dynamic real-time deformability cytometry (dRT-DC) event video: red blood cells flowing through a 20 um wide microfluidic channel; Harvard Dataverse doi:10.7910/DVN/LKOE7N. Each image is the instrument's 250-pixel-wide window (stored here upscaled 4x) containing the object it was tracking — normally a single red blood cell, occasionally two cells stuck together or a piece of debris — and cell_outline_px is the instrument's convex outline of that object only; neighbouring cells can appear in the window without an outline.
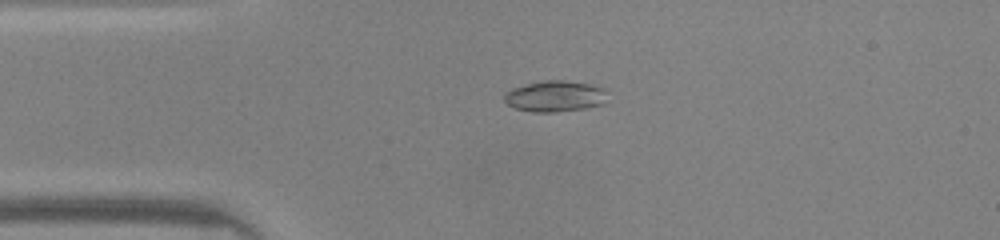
{"species": "common noctule bat (a hibernating species)", "species_latin": "Nyctalus noctula", "temperature_condition": "warm", "stored_images_in_passage": 38, "camera_frame_rate_fps": 3000, "um_per_image_px": 0.085, "animal": {"sex": "male", "body_mass_g": 20.0, "forearm_length_mm": 53.3}, "frame": {"image": 1, "passage_image": 1, "time_ms": 0.0, "image_size_px": [1000, 240], "cell_outline_px": [[608, 88], [604, 104], [584, 108], [556, 112], [532, 112], [516, 108], [508, 104], [504, 100], [504, 96], [512, 88], [540, 80], [564, 80], [588, 84]], "centroid_in_image_um": [47.21, 8.17], "position_along_channel_um": 37.8, "area_um2": 18.73}}
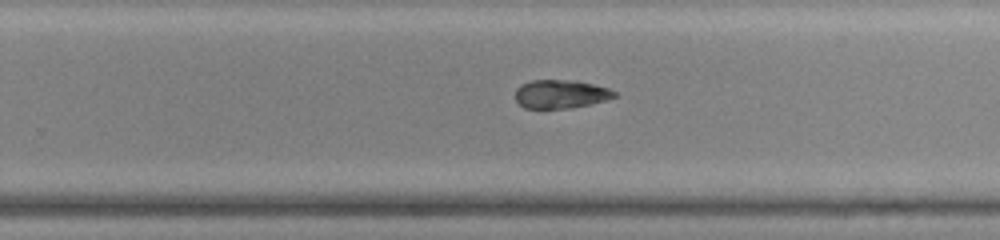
{"frame": {"image": 2, "passage_image": 20, "time_ms": 6.333, "image_size_px": [1000, 240], "cell_outline_px": [[616, 96], [604, 100], [588, 104], [568, 108], [524, 108], [516, 100], [516, 88], [520, 84], [532, 80], [576, 80], [608, 88], [616, 92]], "centroid_in_image_um": [47.62, 7.98], "position_along_channel_um": 282.2, "area_um2": 16.3}}
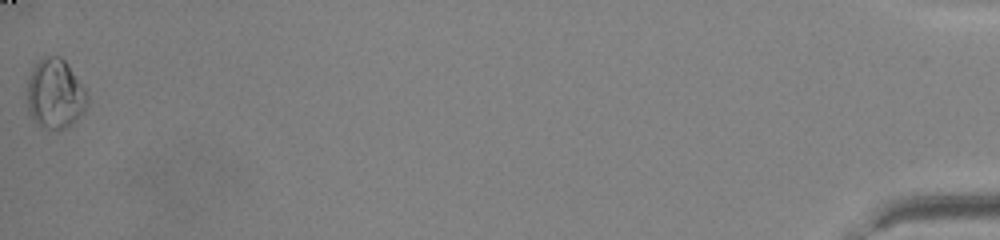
{"frame": {"image": 3, "passage_image": 38, "time_ms": 12.333, "image_size_px": [1000, 240], "cell_outline_px": [[88, 100], [84, 112], [64, 128], [52, 128], [40, 124], [28, 112], [28, 80], [32, 68], [40, 56], [60, 56], [68, 64], [84, 88], [88, 96]], "centroid_in_image_um": [4.68, 7.91], "position_along_channel_um": 430.5, "area_um2": 23.93}, "authors_computed_cell_mechanics": {"area_um2": 17.4556, "velocity_mm_per_s": 4.2375, "shape_relaxation_time_tau1_ms": null, "shape_relaxation_time_tau2_ms": 3.2022, "deformation_change_tau1": null, "deformation_change_tau2": 0.087}}